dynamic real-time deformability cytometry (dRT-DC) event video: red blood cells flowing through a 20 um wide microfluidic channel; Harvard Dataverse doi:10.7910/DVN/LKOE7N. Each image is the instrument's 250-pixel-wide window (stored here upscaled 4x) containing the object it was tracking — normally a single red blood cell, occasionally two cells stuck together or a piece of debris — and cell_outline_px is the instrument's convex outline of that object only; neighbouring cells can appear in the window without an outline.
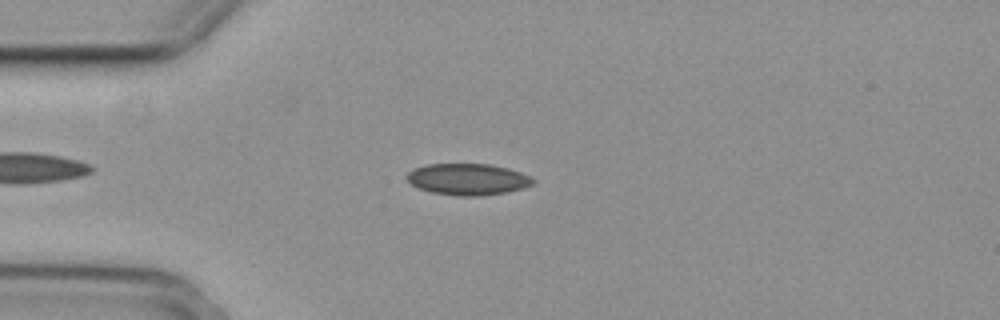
{"species": "common noctule bat (a hibernating species)", "species_latin": "Nyctalus noctula", "temperature_condition": "cold", "stored_images_in_passage": 50, "camera_frame_rate_fps": 3000, "um_per_image_px": 0.085, "animal": {"sex": "female", "body_mass_g": 29.2, "forearm_length_mm": 56.3}, "frame": {"image": 1, "passage_image": 9, "time_ms": 2.667, "image_size_px": [1000, 320], "cell_outline_px": [[536, 184], [524, 188], [508, 192], [476, 196], [460, 196], [432, 192], [420, 188], [412, 184], [404, 176], [412, 168], [424, 164], [492, 164], [508, 168], [520, 172], [536, 180]], "centroid_in_image_um": [39.78, 15.23], "position_along_channel_um": 45.2, "area_um2": 23.29}}
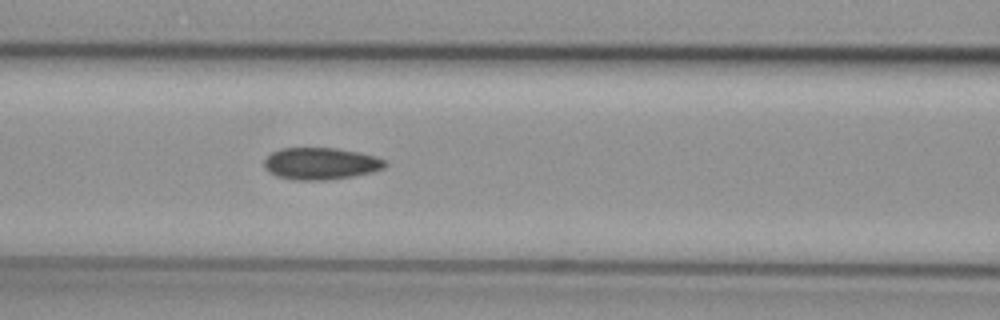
{"frame": {"image": 2, "passage_image": 18, "time_ms": 5.667, "image_size_px": [1000, 320], "cell_outline_px": [[388, 164], [384, 168], [372, 172], [352, 176], [328, 180], [292, 180], [276, 176], [268, 172], [264, 168], [264, 160], [272, 152], [280, 148], [336, 148], [360, 152], [376, 156], [384, 160]], "centroid_in_image_um": [27.25, 13.91], "position_along_channel_um": 139.4, "area_um2": 22.72}}
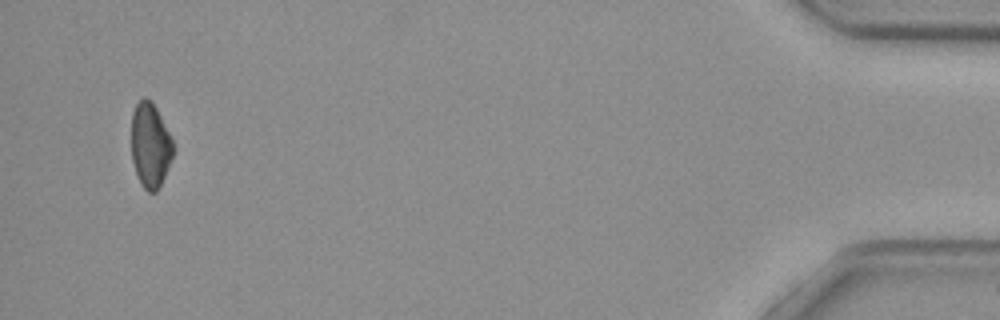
{"frame": {"image": 3, "passage_image": 48, "time_ms": 15.667, "image_size_px": [1000, 320], "cell_outline_px": [[172, 156], [168, 168], [156, 192], [148, 192], [140, 184], [132, 160], [132, 112], [136, 104], [144, 96], [152, 100], [172, 140]], "centroid_in_image_um": [12.75, 12.33], "position_along_channel_um": 422.5, "area_um2": 20.29}, "authors_computed_cell_mechanics": {"area_um2": 22.542, "velocity_mm_per_s": 3.7053, "shape_relaxation_time_tau1_ms": null, "shape_relaxation_time_tau2_ms": 4.3993, "deformation_change_tau1": null, "deformation_change_tau2": 0.0798}}